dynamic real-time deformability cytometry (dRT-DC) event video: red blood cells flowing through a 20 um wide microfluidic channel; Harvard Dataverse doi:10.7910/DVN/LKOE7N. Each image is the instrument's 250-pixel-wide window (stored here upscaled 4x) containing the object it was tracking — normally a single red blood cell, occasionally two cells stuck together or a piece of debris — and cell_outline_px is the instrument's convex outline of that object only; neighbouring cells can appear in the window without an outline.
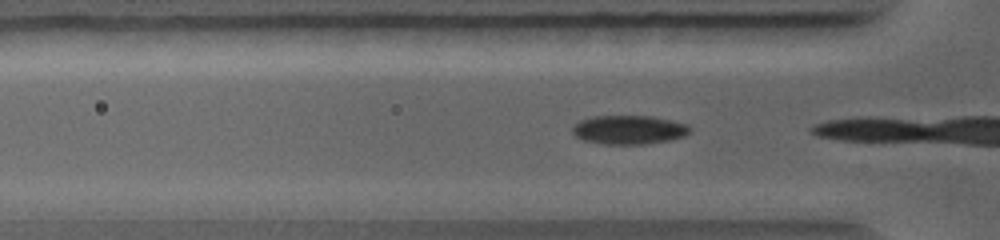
{"species": "common noctule bat (a hibernating species)", "species_latin": "Nyctalus noctula", "temperature_condition": "warm", "stored_images_in_passage": 6, "camera_frame_rate_fps": 5000, "um_per_image_px": 0.085, "animal": {"sex": "female", "body_mass_g": 19.0, "forearm_length_mm": 56.7}, "frame": {"image": 1, "passage_image": 3, "time_ms": 0.4, "image_size_px": [1000, 240], "cell_outline_px": [[692, 132], [684, 136], [672, 140], [644, 144], [600, 144], [584, 140], [576, 136], [572, 132], [572, 128], [580, 120], [592, 116], [652, 116], [672, 120], [688, 124], [692, 128]], "centroid_in_image_um": [53.51, 11.03], "position_along_channel_um": 72.3, "area_um2": 20.0}}